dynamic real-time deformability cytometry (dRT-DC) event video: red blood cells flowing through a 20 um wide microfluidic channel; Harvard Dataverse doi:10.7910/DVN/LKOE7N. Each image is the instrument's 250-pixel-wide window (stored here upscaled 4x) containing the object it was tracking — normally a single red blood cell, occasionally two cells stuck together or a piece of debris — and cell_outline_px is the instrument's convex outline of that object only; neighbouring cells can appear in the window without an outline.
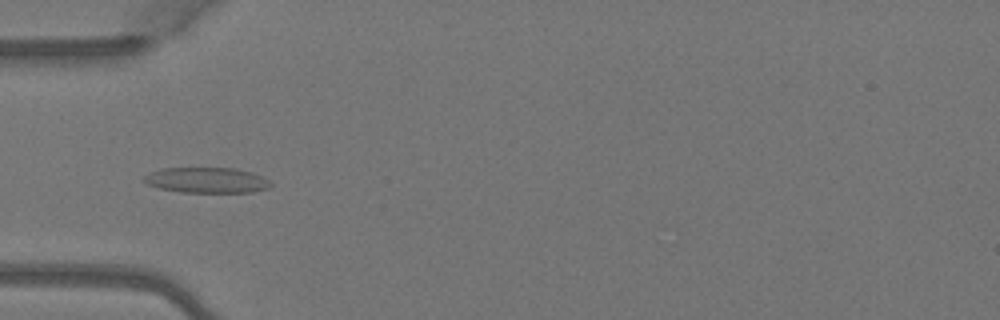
{"species": "Egyptian fruit bat (a non-hibernating species)", "species_latin": "Rousettus aegyptiacus", "temperature_condition": "warm", "stored_images_in_passage": 5, "camera_frame_rate_fps": 3000, "um_per_image_px": 0.085, "animal": {"sex": "female"}, "frame": {"image": 1, "passage_image": 5, "time_ms": 1.333, "image_size_px": [1000, 320], "cell_outline_px": [[272, 184], [268, 188], [252, 192], [180, 192], [156, 188], [148, 184], [144, 180], [144, 176], [152, 172], [164, 168], [236, 168], [252, 172], [268, 180]], "centroid_in_image_um": [17.57, 15.32], "position_along_channel_um": 67.4, "area_um2": 18.73}}